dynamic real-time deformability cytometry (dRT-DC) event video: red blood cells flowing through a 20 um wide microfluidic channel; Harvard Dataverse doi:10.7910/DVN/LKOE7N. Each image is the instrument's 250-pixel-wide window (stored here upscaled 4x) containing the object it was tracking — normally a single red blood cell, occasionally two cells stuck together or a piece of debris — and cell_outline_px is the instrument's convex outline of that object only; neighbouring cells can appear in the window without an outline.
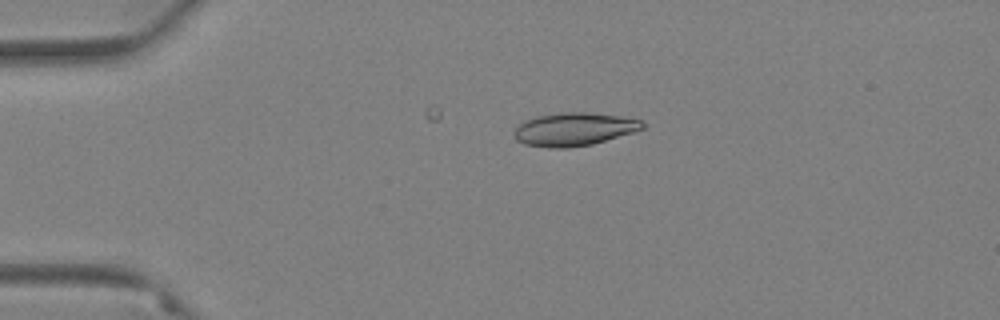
{"species": "Egyptian fruit bat (a non-hibernating species)", "species_latin": "Rousettus aegyptiacus", "temperature_condition": "warm", "stored_images_in_passage": 9, "camera_frame_rate_fps": 3000, "um_per_image_px": 0.085, "animal": {"sex": "female"}, "frame": {"image": 1, "passage_image": 2, "time_ms": 0.333, "image_size_px": [1000, 320], "cell_outline_px": [[644, 128], [636, 132], [592, 144], [568, 148], [548, 148], [524, 144], [516, 140], [512, 132], [524, 120], [536, 116], [560, 112], [588, 112], [616, 116], [640, 120], [644, 124]], "centroid_in_image_um": [48.76, 10.99], "position_along_channel_um": 36.2, "area_um2": 24.91}}